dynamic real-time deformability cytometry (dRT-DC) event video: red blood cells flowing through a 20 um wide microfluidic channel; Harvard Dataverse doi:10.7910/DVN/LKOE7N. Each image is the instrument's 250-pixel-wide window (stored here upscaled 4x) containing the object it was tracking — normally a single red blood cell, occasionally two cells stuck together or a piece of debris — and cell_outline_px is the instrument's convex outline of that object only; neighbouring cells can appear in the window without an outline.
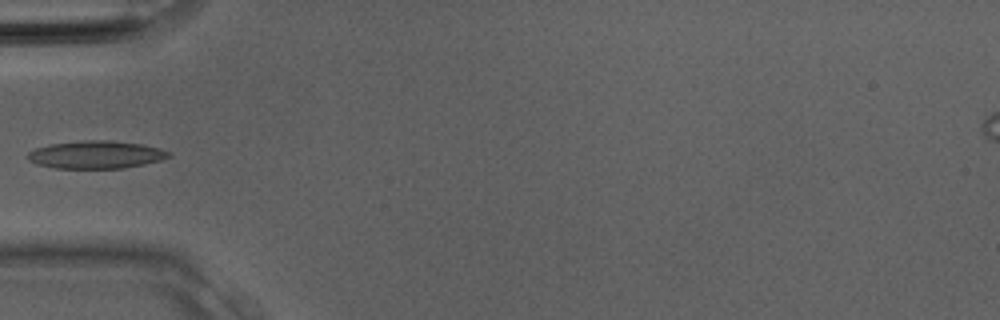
{"species": "Egyptian fruit bat (a non-hibernating species)", "species_latin": "Rousettus aegyptiacus", "temperature_condition": "room temperature", "stored_images_in_passage": 3, "camera_frame_rate_fps": 3000, "um_per_image_px": 0.085, "animal": {"sex": "male"}, "frame": {"image": 1, "passage_image": 3, "time_ms": 0.667, "image_size_px": [1000, 320], "cell_outline_px": [[172, 156], [160, 160], [144, 164], [124, 168], [56, 168], [36, 164], [28, 160], [28, 152], [36, 148], [48, 144], [84, 140], [108, 140], [140, 144], [160, 148], [172, 152]], "centroid_in_image_um": [8.17, 13.14], "position_along_channel_um": 76.8, "area_um2": 22.83}}